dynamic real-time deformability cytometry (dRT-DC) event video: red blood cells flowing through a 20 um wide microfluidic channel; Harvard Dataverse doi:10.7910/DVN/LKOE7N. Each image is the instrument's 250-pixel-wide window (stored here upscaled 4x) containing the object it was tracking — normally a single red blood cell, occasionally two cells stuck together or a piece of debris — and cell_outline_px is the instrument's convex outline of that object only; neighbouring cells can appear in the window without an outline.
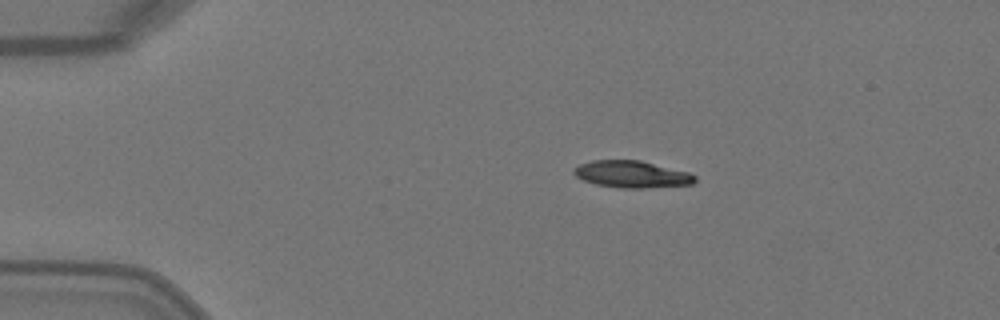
{"species": "Egyptian fruit bat (a non-hibernating species)", "species_latin": "Rousettus aegyptiacus", "temperature_condition": "warm", "stored_images_in_passage": 2, "camera_frame_rate_fps": 3000, "um_per_image_px": 0.085, "animal": {"sex": "female"}, "frame": {"image": 1, "passage_image": 1, "time_ms": 0.0, "image_size_px": [1000, 320], "cell_outline_px": [[696, 180], [692, 184], [644, 188], [620, 188], [596, 184], [584, 180], [576, 176], [572, 172], [572, 168], [580, 164], [592, 160], [640, 160], [688, 172], [696, 176]], "centroid_in_image_um": [53.68, 14.81], "position_along_channel_um": 31.3, "area_um2": 18.96}}